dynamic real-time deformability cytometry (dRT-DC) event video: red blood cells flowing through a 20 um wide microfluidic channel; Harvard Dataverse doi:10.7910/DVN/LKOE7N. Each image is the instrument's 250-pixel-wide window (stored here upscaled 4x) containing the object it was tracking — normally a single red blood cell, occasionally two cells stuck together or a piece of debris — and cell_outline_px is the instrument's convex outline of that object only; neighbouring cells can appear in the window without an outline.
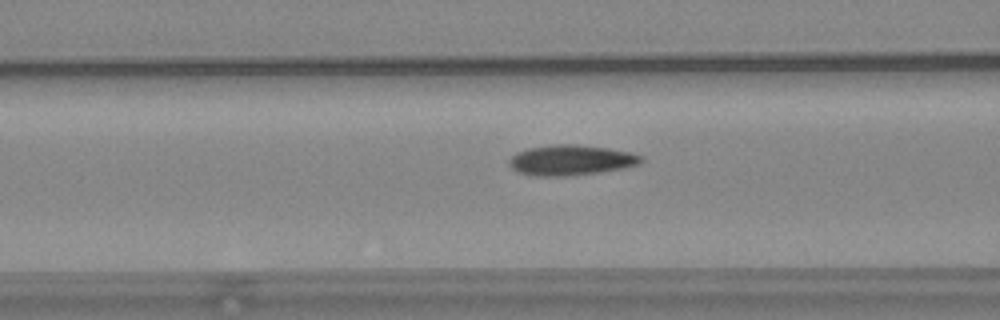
{"species": "common noctule bat (a hibernating species)", "species_latin": "Nyctalus noctula", "temperature_condition": "warm", "stored_images_in_passage": 56, "camera_frame_rate_fps": 3000, "um_per_image_px": 0.085, "animal": {"sex": "female", "body_mass_g": 24.6, "forearm_length_mm": 56.2}, "frame": {"image": 1, "passage_image": 22, "time_ms": 7.0, "image_size_px": [1000, 320], "cell_outline_px": [[644, 160], [640, 164], [624, 168], [596, 172], [564, 176], [532, 176], [516, 172], [508, 164], [508, 160], [516, 152], [528, 148], [552, 144], [572, 144], [604, 148], [632, 152], [644, 156]], "centroid_in_image_um": [48.51, 13.61], "position_along_channel_um": 118.1, "area_um2": 23.41}}
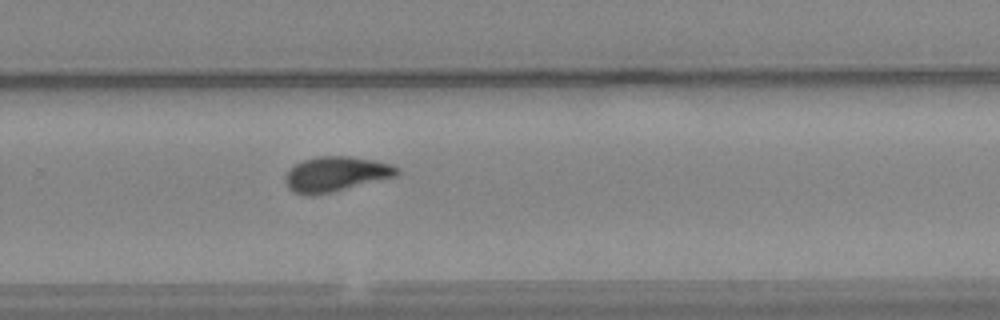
{"frame": {"image": 2, "passage_image": 37, "time_ms": 12.0, "image_size_px": [1000, 320], "cell_outline_px": [[400, 172], [396, 176], [332, 192], [312, 196], [304, 196], [288, 188], [284, 180], [284, 176], [296, 164], [304, 160], [316, 156], [348, 156], [372, 160], [392, 164], [400, 168]], "centroid_in_image_um": [28.55, 14.8], "position_along_channel_um": 301.3, "area_um2": 22.72}}
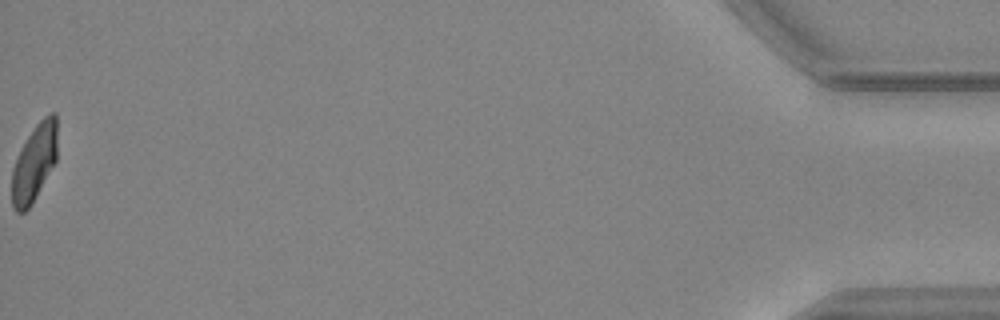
{"frame": {"image": 3, "passage_image": 56, "time_ms": 18.333, "image_size_px": [1000, 320], "cell_outline_px": [[56, 160], [32, 204], [24, 212], [16, 212], [12, 208], [12, 168], [28, 136], [36, 124], [44, 116], [52, 112], [56, 112]], "centroid_in_image_um": [2.9, 13.86], "position_along_channel_um": 432.3, "area_um2": 20.06}, "authors_computed_cell_mechanics": {"area_um2": 21.8484, "velocity_mm_per_s": 3.6699, "shape_relaxation_time_tau1_ms": 6.9958, "shape_relaxation_time_tau2_ms": 1.9671, "deformation_change_tau1": 0.1882, "deformation_change_tau2": 0.0654}}